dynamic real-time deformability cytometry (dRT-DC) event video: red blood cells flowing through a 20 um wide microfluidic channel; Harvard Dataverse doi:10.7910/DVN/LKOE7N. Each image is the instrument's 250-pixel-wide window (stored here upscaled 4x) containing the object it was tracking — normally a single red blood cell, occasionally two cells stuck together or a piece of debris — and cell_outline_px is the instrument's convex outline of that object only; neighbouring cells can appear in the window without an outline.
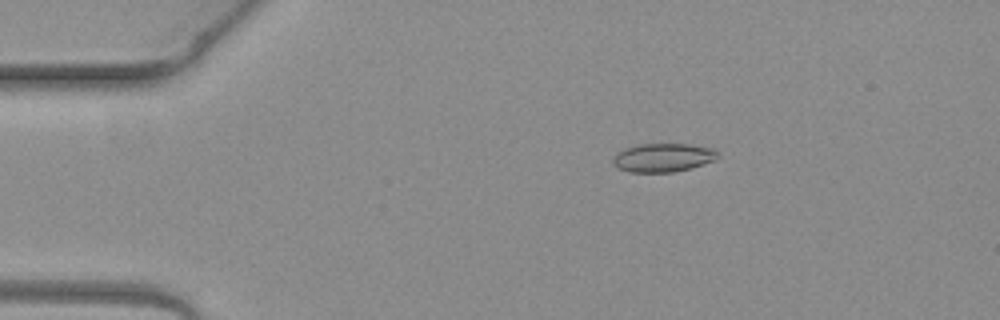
{"species": "common noctule bat (a hibernating species)", "species_latin": "Nyctalus noctula", "temperature_condition": "warm", "stored_images_in_passage": 3, "camera_frame_rate_fps": 3000, "um_per_image_px": 0.085, "animal": {"sex": "female", "body_mass_g": 19.3, "forearm_length_mm": 54.1}, "frame": {"image": 1, "passage_image": 2, "time_ms": 0.333, "image_size_px": [1000, 320], "cell_outline_px": [[720, 156], [716, 160], [692, 168], [676, 172], [628, 172], [616, 168], [612, 164], [612, 156], [616, 152], [624, 148], [640, 144], [688, 144], [712, 148]], "centroid_in_image_um": [56.32, 13.41], "position_along_channel_um": 28.7, "area_um2": 17.8}}